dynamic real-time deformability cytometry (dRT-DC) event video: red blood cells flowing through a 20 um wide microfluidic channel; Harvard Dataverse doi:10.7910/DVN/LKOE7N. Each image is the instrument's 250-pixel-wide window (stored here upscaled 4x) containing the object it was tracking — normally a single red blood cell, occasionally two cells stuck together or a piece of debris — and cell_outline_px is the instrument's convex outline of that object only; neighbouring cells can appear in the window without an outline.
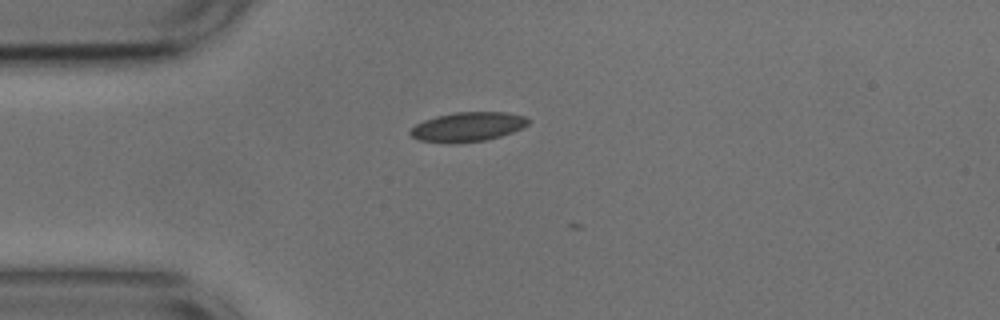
{"species": "common noctule bat (a hibernating species)", "species_latin": "Nyctalus noctula", "temperature_condition": "cold", "stored_images_in_passage": 8, "camera_frame_rate_fps": 3000, "um_per_image_px": 0.085, "animal": {"sex": "male", "body_mass_g": 17.9, "forearm_length_mm": 54.2}, "frame": {"image": 1, "passage_image": 1, "time_ms": 0.0, "image_size_px": [1000, 320], "cell_outline_px": [[528, 124], [512, 132], [500, 136], [484, 140], [456, 144], [448, 144], [420, 140], [412, 136], [408, 132], [416, 124], [424, 120], [436, 116], [456, 112], [504, 112], [524, 116], [528, 120]], "centroid_in_image_um": [39.71, 10.79], "position_along_channel_um": 45.3, "area_um2": 20.11}}